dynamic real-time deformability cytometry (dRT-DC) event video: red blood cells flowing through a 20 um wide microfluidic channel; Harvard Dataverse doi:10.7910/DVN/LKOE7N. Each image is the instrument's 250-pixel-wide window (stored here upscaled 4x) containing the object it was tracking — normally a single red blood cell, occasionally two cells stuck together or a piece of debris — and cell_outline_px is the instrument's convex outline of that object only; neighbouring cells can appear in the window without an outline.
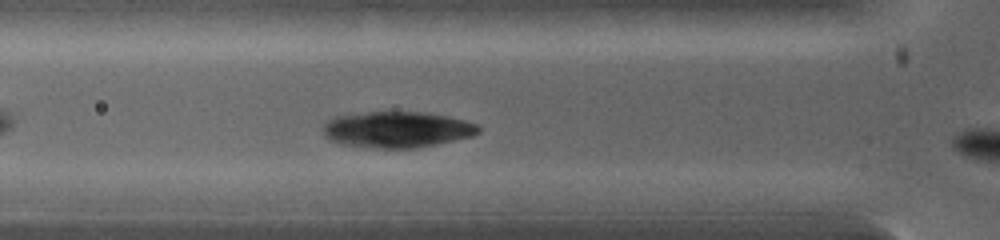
{"species": "common noctule bat (a hibernating species)", "species_latin": "Nyctalus noctula", "temperature_condition": "warm", "stored_images_in_passage": 11, "camera_frame_rate_fps": 5000, "um_per_image_px": 0.085, "animal": {"sex": "female", "body_mass_g": 19.0, "forearm_length_mm": 53.3}, "frame": {"image": 1, "passage_image": 8, "time_ms": 1.8, "image_size_px": [1000, 240], "cell_outline_px": [[480, 132], [472, 136], [436, 144], [412, 148], [380, 148], [344, 144], [328, 140], [324, 136], [324, 124], [332, 116], [368, 112], [428, 112], [448, 116], [480, 124]], "centroid_in_image_um": [33.76, 11.0], "position_along_channel_um": 92.0, "area_um2": 32.71}}